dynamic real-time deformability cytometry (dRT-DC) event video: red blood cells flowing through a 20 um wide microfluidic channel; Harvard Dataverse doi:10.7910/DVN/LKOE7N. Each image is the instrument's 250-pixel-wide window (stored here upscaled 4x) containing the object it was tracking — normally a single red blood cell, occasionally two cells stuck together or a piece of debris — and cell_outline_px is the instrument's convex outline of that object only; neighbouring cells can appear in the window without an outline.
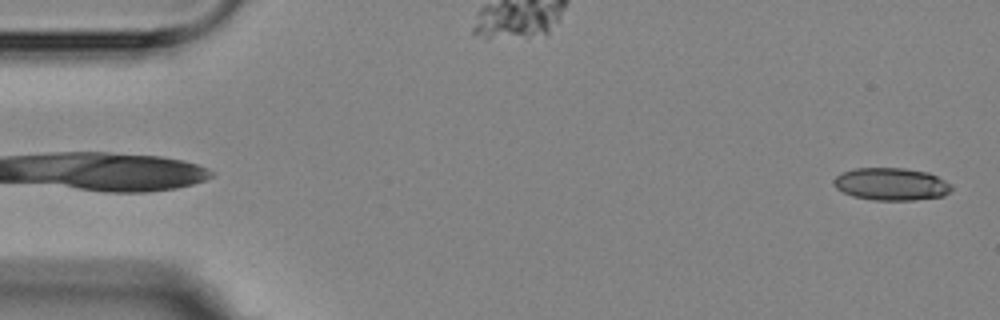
{"species": "Egyptian fruit bat (a non-hibernating species)", "species_latin": "Rousettus aegyptiacus", "temperature_condition": "room temperature", "stored_images_in_passage": 4, "camera_frame_rate_fps": 3000, "um_per_image_px": 0.085, "animal": {"sex": "female"}, "frame": {"image": 1, "passage_image": 4, "time_ms": 4.333, "image_size_px": [1000, 320], "cell_outline_px": [[952, 188], [944, 196], [916, 200], [872, 200], [852, 196], [836, 188], [832, 184], [832, 180], [840, 172], [856, 168], [904, 168], [928, 172], [952, 184]], "centroid_in_image_um": [75.73, 15.65], "position_along_channel_um": 9.3, "area_um2": 22.48}}